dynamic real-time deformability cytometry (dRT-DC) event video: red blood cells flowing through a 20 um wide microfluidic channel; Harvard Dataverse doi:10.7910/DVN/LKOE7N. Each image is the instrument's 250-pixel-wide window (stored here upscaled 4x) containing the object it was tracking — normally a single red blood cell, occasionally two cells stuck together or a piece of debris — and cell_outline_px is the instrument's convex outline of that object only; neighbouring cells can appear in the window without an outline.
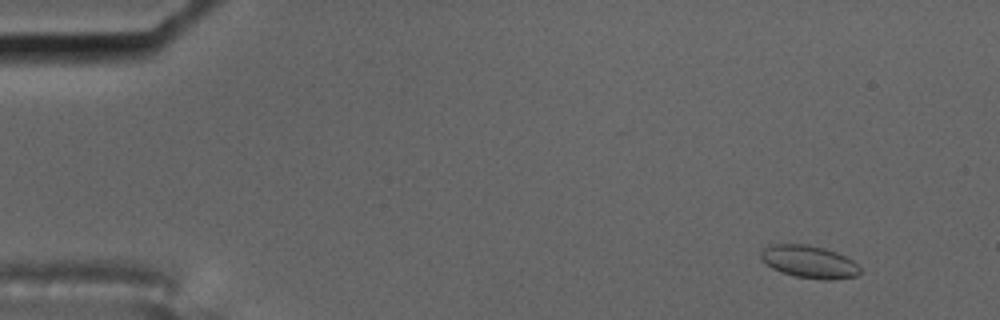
{"species": "common noctule bat (a hibernating species)", "species_latin": "Nyctalus noctula", "temperature_condition": "cold", "stored_images_in_passage": 14, "camera_frame_rate_fps": 3000, "um_per_image_px": 0.085, "animal": {"sex": "male", "body_mass_g": 17.5, "forearm_length_mm": 52.3}, "frame": {"image": 1, "passage_image": 5, "time_ms": 1.333, "image_size_px": [1000, 320], "cell_outline_px": [[860, 272], [856, 276], [832, 280], [824, 280], [796, 276], [780, 272], [772, 268], [760, 256], [760, 252], [764, 248], [772, 244], [804, 244], [824, 248], [836, 252], [852, 260], [860, 268]], "centroid_in_image_um": [68.78, 22.25], "position_along_channel_um": 16.2, "area_um2": 18.61}}